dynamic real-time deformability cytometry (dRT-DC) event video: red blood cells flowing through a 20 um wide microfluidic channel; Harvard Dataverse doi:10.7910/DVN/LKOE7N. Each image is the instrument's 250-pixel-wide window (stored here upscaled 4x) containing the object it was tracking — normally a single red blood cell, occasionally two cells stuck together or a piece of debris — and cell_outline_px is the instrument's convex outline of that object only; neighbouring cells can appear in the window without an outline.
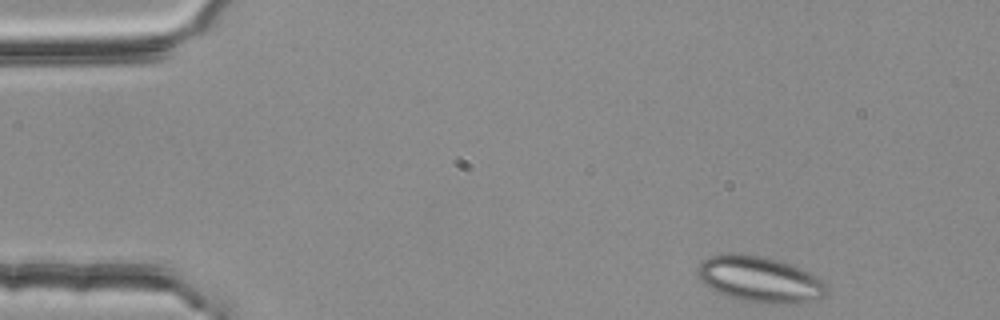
{"species": "common noctule bat (a hibernating species)", "species_latin": "Nyctalus noctula", "temperature_condition": "room temperature", "stored_images_in_passage": 45, "camera_frame_rate_fps": 3000, "um_per_image_px": 0.085, "animal": {"sex": "female", "body_mass_g": 25.1}, "frame": {"image": 1, "passage_image": 1, "time_ms": 0.0, "image_size_px": [1000, 320], "cell_outline_px": [[828, 292], [824, 296], [816, 300], [796, 304], [772, 304], [740, 300], [728, 296], [704, 284], [696, 272], [696, 268], [704, 260], [720, 252], [732, 252], [764, 256], [780, 260], [800, 268], [816, 276], [828, 284]], "centroid_in_image_um": [64.62, 23.73], "position_along_channel_um": 20.4, "area_um2": 34.97}}
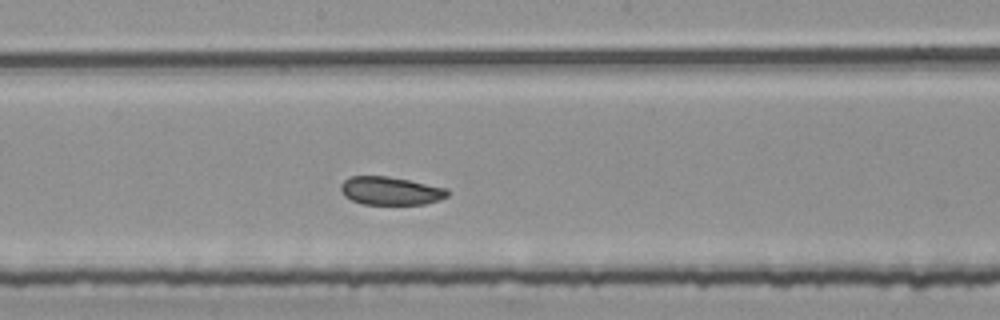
{"frame": {"image": 2, "passage_image": 24, "time_ms": 7.667, "image_size_px": [1000, 320], "cell_outline_px": [[448, 196], [440, 200], [424, 204], [364, 204], [352, 200], [344, 196], [340, 188], [340, 184], [348, 176], [388, 176], [448, 188]], "centroid_in_image_um": [33.19, 16.21], "position_along_channel_um": 215.0, "area_um2": 17.57}}
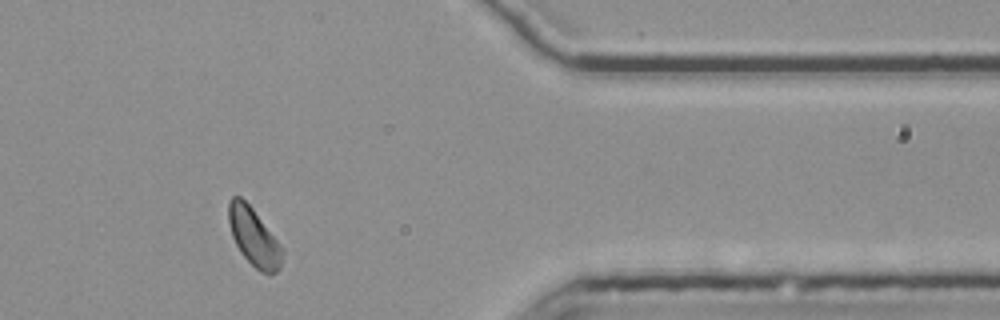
{"frame": {"image": 3, "passage_image": 40, "time_ms": 13.0, "image_size_px": [1000, 320], "cell_outline_px": [[284, 252], [280, 268], [276, 272], [268, 276], [260, 272], [240, 252], [232, 236], [228, 220], [228, 204], [232, 196], [240, 196], [252, 208], [284, 248]], "centroid_in_image_um": [21.6, 20.18], "position_along_channel_um": 389.8, "area_um2": 18.21}, "authors_computed_cell_mechanics": {"area_um2": 18.496, "velocity_mm_per_s": 3.7317, "shape_relaxation_time_tau1_ms": 4.4179, "shape_relaxation_time_tau2_ms": 2.2087, "deformation_change_tau1": 0.0693, "deformation_change_tau2": 0.0618}}